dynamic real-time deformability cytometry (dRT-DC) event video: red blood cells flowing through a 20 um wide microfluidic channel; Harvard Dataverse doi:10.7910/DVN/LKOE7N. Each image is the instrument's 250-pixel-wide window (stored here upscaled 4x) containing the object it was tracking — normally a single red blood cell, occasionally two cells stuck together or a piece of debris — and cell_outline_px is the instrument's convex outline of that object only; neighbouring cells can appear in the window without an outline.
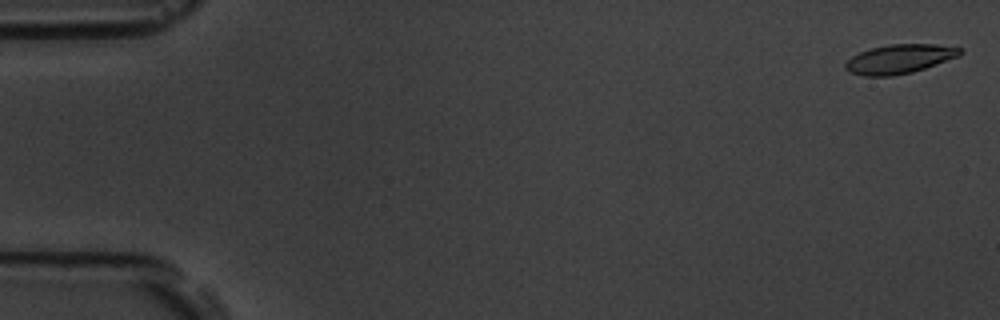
{"species": "common noctule bat (a hibernating species)", "species_latin": "Nyctalus noctula", "temperature_condition": "room temperature", "stored_images_in_passage": 55, "camera_frame_rate_fps": 3000, "um_per_image_px": 0.085, "animal": {"sex": "male", "body_mass_g": 19.5, "forearm_length_mm": 54.6}, "frame": {"image": 1, "passage_image": 2, "time_ms": 0.333, "image_size_px": [1000, 320], "cell_outline_px": [[964, 52], [960, 56], [912, 72], [892, 76], [864, 76], [848, 72], [844, 68], [844, 64], [852, 56], [860, 52], [872, 48], [888, 44], [936, 44], [964, 48]], "centroid_in_image_um": [76.47, 5.01], "position_along_channel_um": 8.5, "area_um2": 19.59}}
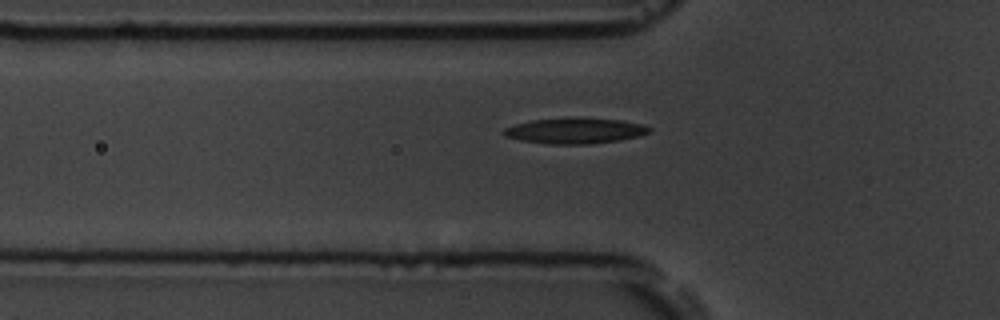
{"frame": {"image": 2, "passage_image": 19, "time_ms": 6.0, "image_size_px": [1000, 320], "cell_outline_px": [[652, 128], [648, 132], [640, 136], [620, 140], [588, 144], [548, 144], [520, 140], [504, 136], [500, 132], [504, 128], [516, 124], [532, 120], [572, 116], [576, 116], [620, 120], [644, 124]], "centroid_in_image_um": [48.86, 11.09], "position_along_channel_um": 76.9, "area_um2": 22.25}}
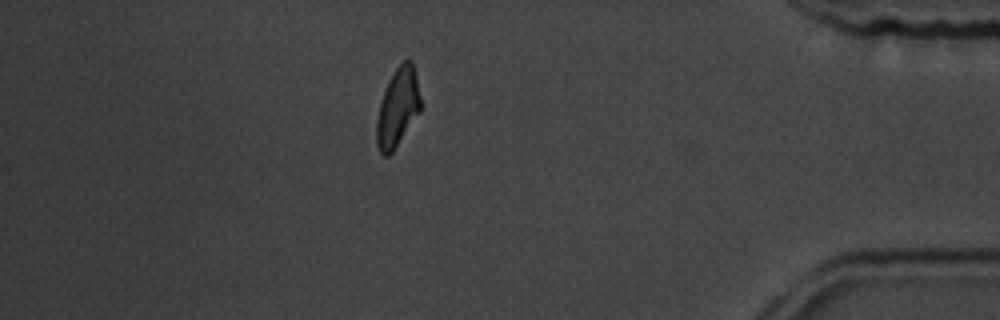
{"frame": {"image": 3, "passage_image": 48, "time_ms": 15.667, "image_size_px": [1000, 320], "cell_outline_px": [[420, 112], [392, 152], [388, 156], [384, 156], [380, 152], [376, 144], [376, 120], [380, 100], [388, 80], [396, 68], [404, 60], [412, 60], [416, 76], [420, 96]], "centroid_in_image_um": [33.78, 9.14], "position_along_channel_um": 401.4, "area_um2": 20.11}, "authors_computed_cell_mechanics": {"area_um2": 20.3456, "velocity_mm_per_s": 3.777, "shape_relaxation_time_tau1_ms": 3.4093, "shape_relaxation_time_tau2_ms": 4.7481, "deformation_change_tau1": 0.1327, "deformation_change_tau2": 0.1445}}